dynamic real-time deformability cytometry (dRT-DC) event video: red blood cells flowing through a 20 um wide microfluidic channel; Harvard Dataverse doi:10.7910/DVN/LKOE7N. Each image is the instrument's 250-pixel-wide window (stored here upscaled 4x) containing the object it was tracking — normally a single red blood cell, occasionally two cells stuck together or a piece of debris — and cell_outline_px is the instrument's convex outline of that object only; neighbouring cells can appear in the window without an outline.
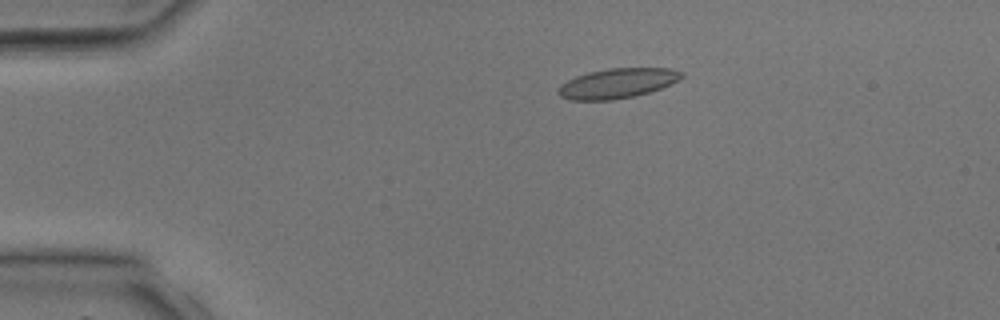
{"species": "common noctule bat (a hibernating species)", "species_latin": "Nyctalus noctula", "temperature_condition": "room temperature", "stored_images_in_passage": 3, "camera_frame_rate_fps": 3000, "um_per_image_px": 0.085, "animal": {"sex": "male", "body_mass_g": 17.9, "forearm_length_mm": 54.2}, "frame": {"image": 1, "passage_image": 2, "time_ms": 2.0, "image_size_px": [1000, 320], "cell_outline_px": [[684, 76], [680, 80], [660, 88], [636, 96], [612, 100], [568, 100], [560, 96], [556, 92], [560, 84], [576, 76], [588, 72], [608, 68], [672, 68], [684, 72]], "centroid_in_image_um": [52.47, 7.08], "position_along_channel_um": 32.5, "area_um2": 21.68}}